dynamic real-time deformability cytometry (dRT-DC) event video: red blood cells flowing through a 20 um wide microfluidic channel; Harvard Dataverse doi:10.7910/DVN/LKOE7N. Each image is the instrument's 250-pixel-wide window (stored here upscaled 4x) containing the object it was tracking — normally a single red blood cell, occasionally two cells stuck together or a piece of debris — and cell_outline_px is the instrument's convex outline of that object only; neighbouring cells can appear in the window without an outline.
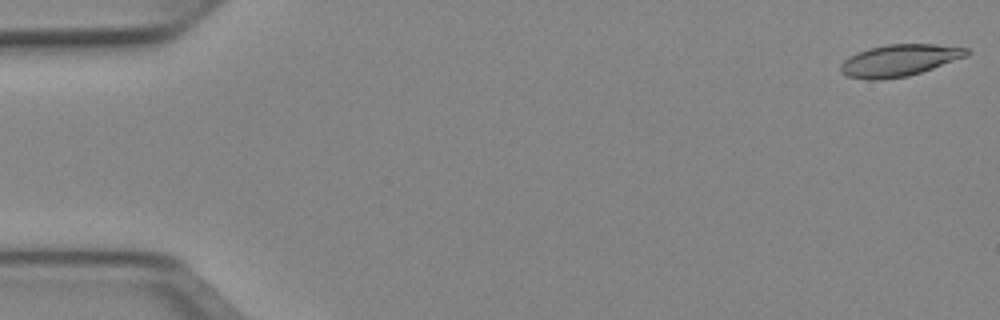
{"species": "Egyptian fruit bat (a non-hibernating species)", "species_latin": "Rousettus aegyptiacus", "temperature_condition": "cold", "stored_images_in_passage": 1, "camera_frame_rate_fps": 3000, "um_per_image_px": 0.085, "animal": {"sex": "female"}, "frame": {"image": 1, "passage_image": 1, "time_ms": 0.0, "image_size_px": [1000, 320], "cell_outline_px": [[972, 52], [968, 56], [908, 76], [880, 80], [868, 80], [848, 76], [840, 72], [840, 64], [848, 56], [856, 52], [868, 48], [888, 44], [936, 44], [968, 48]], "centroid_in_image_um": [76.43, 5.12], "position_along_channel_um": 8.6, "area_um2": 23.52}}